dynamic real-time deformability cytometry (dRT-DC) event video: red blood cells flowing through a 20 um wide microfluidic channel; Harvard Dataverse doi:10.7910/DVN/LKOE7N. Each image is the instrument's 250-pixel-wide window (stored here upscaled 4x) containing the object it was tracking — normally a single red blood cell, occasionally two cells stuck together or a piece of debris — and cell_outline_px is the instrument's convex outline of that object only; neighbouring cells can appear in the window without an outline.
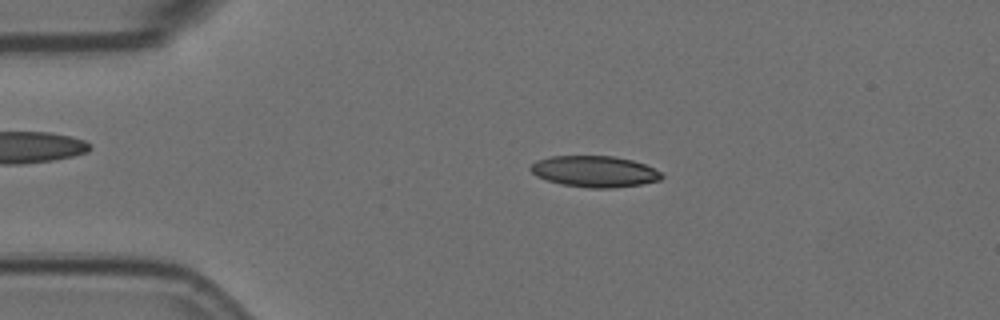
{"species": "Egyptian fruit bat (a non-hibernating species)", "species_latin": "Rousettus aegyptiacus", "temperature_condition": "room temperature", "stored_images_in_passage": 3, "camera_frame_rate_fps": 3000, "um_per_image_px": 0.085, "animal": {"sex": "female"}, "frame": {"image": 1, "passage_image": 2, "time_ms": 0.333, "image_size_px": [1000, 320], "cell_outline_px": [[664, 176], [660, 180], [640, 184], [612, 188], [592, 188], [560, 184], [536, 176], [528, 168], [536, 160], [552, 156], [612, 156], [632, 160], [644, 164], [660, 172]], "centroid_in_image_um": [50.51, 14.57], "position_along_channel_um": 34.5, "area_um2": 23.7}}